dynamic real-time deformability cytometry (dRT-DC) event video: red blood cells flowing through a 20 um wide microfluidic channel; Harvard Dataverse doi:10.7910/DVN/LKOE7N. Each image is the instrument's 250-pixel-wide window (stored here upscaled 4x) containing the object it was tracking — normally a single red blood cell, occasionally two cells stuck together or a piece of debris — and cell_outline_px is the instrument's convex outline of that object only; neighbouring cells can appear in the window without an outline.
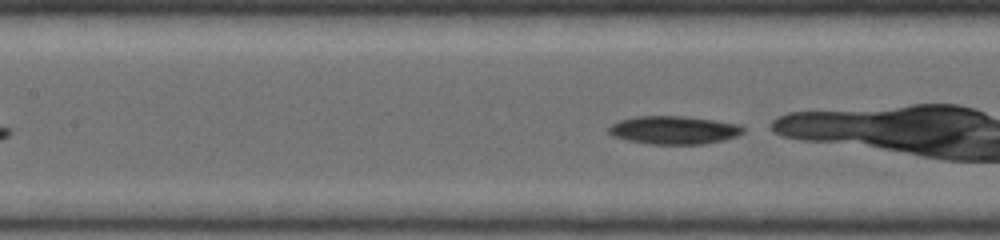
{"species": "common noctule bat (a hibernating species)", "species_latin": "Nyctalus noctula", "temperature_condition": "warm", "stored_images_in_passage": 12, "segment_of_instrument_passage": [2, 2], "camera_frame_rate_fps": 5000, "um_per_image_px": 0.085, "animal": {"sex": "female", "body_mass_g": 19.0, "forearm_length_mm": 53.3}, "frame": {"image": 1, "passage_image": 12, "time_ms": 2.8, "image_size_px": [1000, 240], "cell_outline_px": [[744, 132], [736, 136], [724, 140], [704, 144], [648, 144], [628, 140], [612, 136], [608, 132], [608, 128], [612, 124], [620, 120], [636, 116], [684, 116], [740, 124], [744, 128]], "centroid_in_image_um": [57.28, 11.06], "position_along_channel_um": 150.1, "area_um2": 22.08}}